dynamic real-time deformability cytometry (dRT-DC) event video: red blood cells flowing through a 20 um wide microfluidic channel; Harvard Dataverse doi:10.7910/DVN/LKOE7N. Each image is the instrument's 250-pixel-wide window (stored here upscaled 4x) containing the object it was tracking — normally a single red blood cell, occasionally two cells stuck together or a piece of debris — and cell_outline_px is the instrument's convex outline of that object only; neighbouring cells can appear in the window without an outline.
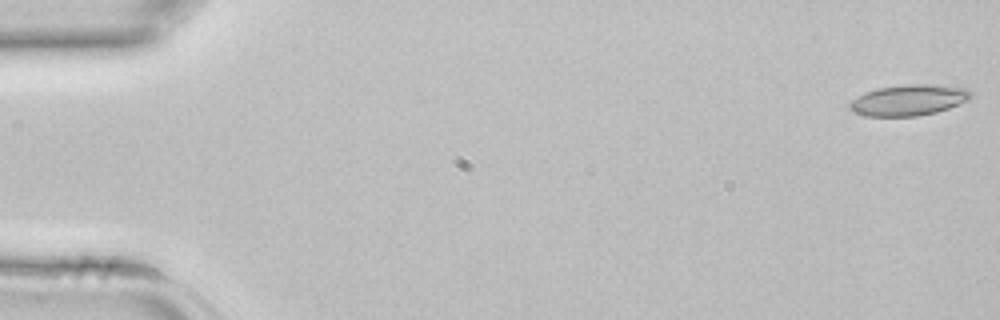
{"species": "common noctule bat (a hibernating species)", "species_latin": "Nyctalus noctula", "temperature_condition": "room temperature", "stored_images_in_passage": 43, "camera_frame_rate_fps": 3000, "um_per_image_px": 0.085, "animal": {"sex": "female", "body_mass_g": 22.7, "forearm_length_mm": 54.2}, "frame": {"image": 1, "passage_image": 1, "time_ms": 0.0, "image_size_px": [1000, 320], "cell_outline_px": [[972, 96], [968, 100], [948, 108], [936, 112], [916, 116], [868, 116], [852, 112], [848, 108], [848, 104], [852, 100], [864, 92], [876, 88], [908, 84], [928, 84], [968, 88], [972, 92]], "centroid_in_image_um": [77.22, 8.5], "position_along_channel_um": 7.8, "area_um2": 21.91}}
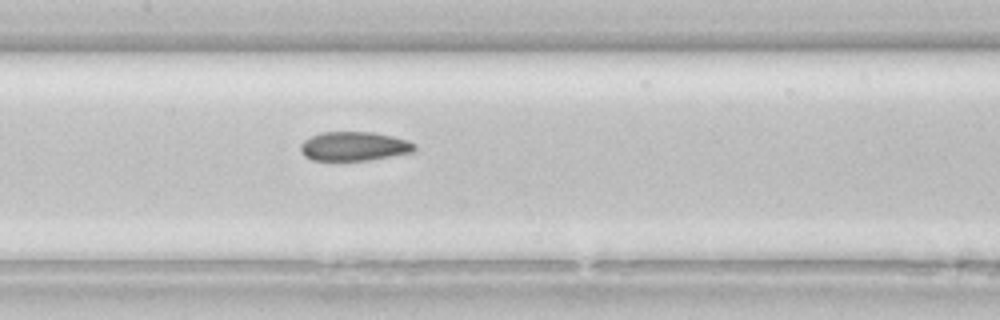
{"frame": {"image": 2, "passage_image": 21, "time_ms": 6.667, "image_size_px": [1000, 320], "cell_outline_px": [[416, 148], [412, 152], [368, 160], [312, 160], [304, 156], [300, 152], [300, 144], [304, 140], [320, 132], [372, 132], [392, 136], [408, 140], [416, 144]], "centroid_in_image_um": [30.07, 12.43], "position_along_channel_um": 177.3, "area_um2": 19.31}}
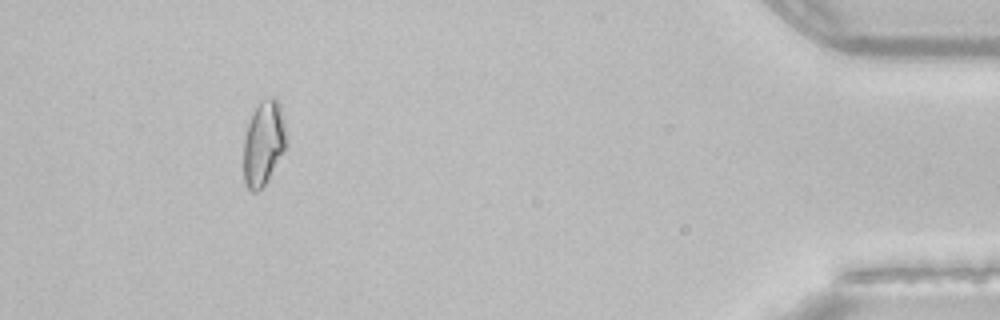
{"frame": {"image": 3, "passage_image": 40, "time_ms": 13.0, "image_size_px": [1000, 320], "cell_outline_px": [[288, 144], [268, 180], [256, 192], [252, 192], [248, 188], [244, 180], [244, 140], [248, 124], [252, 112], [260, 100], [272, 96], [276, 96], [280, 104], [288, 140]], "centroid_in_image_um": [22.43, 12.12], "position_along_channel_um": 412.8, "area_um2": 21.33}}